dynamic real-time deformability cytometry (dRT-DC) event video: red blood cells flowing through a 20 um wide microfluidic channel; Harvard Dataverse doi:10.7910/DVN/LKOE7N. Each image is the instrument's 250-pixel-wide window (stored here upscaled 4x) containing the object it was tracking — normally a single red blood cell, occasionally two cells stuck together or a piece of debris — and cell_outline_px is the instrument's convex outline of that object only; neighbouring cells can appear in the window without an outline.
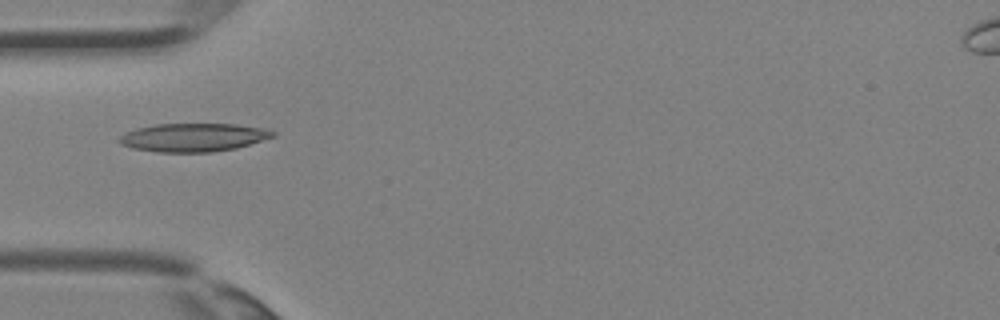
{"species": "Egyptian fruit bat (a non-hibernating species)", "species_latin": "Rousettus aegyptiacus", "temperature_condition": "room temperature", "stored_images_in_passage": 4, "camera_frame_rate_fps": 3000, "um_per_image_px": 0.085, "animal": {"sex": "female"}, "frame": {"image": 1, "passage_image": 4, "time_ms": 1.0, "image_size_px": [1000, 320], "cell_outline_px": [[276, 136], [236, 148], [212, 152], [156, 152], [132, 148], [120, 144], [116, 140], [124, 132], [136, 128], [156, 124], [236, 124], [268, 128], [276, 132]], "centroid_in_image_um": [16.43, 11.67], "position_along_channel_um": 68.6, "area_um2": 25.66}}